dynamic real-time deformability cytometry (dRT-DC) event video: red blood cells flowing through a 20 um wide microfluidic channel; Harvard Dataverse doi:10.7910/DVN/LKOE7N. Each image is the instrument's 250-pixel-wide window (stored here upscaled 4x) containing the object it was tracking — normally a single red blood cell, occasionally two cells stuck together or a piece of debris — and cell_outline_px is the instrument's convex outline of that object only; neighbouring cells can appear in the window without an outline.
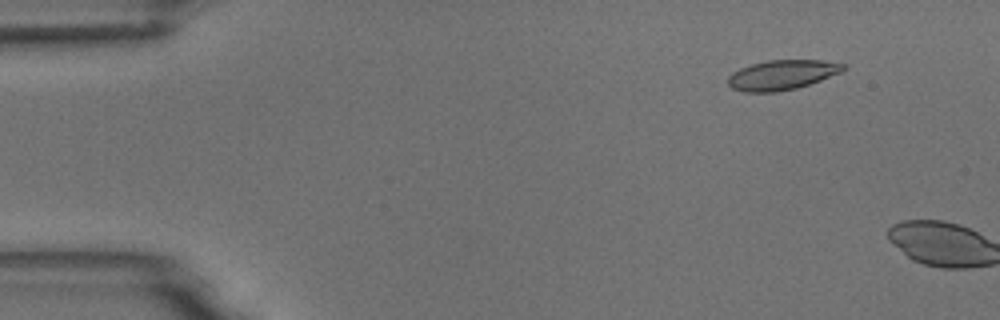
{"species": "common noctule bat (a hibernating species)", "species_latin": "Nyctalus noctula", "temperature_condition": "room temperature", "stored_images_in_passage": 6, "camera_frame_rate_fps": 3000, "um_per_image_px": 0.085, "animal": {"sex": "male", "body_mass_g": 18.8}, "frame": {"image": 1, "passage_image": 2, "time_ms": 1.0, "image_size_px": [1000, 320], "cell_outline_px": [[848, 68], [840, 72], [820, 80], [796, 88], [776, 92], [744, 92], [732, 88], [728, 84], [728, 76], [732, 72], [740, 68], [752, 64], [768, 60], [820, 60], [844, 64]], "centroid_in_image_um": [66.44, 6.36], "position_along_channel_um": 18.6, "area_um2": 19.88}}